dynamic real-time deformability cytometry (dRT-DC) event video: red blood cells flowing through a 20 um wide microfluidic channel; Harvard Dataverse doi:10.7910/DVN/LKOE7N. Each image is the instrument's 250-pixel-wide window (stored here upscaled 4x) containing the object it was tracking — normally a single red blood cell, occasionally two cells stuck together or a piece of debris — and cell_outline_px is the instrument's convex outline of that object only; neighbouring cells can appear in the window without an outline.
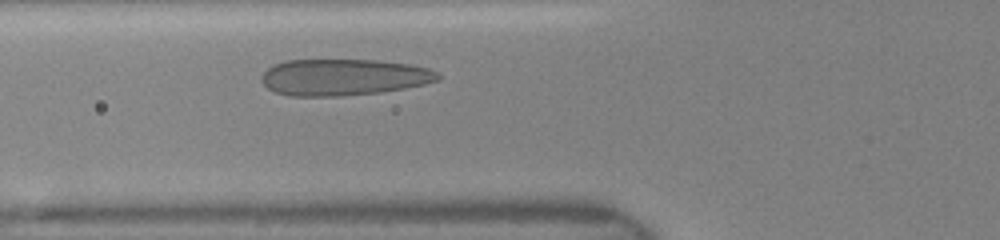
{"species": "human", "species_latin": "Homo sapiens", "temperature_condition": "room temperature", "stored_images_in_passage": 21, "camera_frame_rate_fps": 3000, "um_per_image_px": 0.085, "donor": {"sex": "female"}, "frame": {"image": 1, "passage_image": 2, "time_ms": 0.667, "image_size_px": [1000, 240], "cell_outline_px": [[440, 80], [424, 84], [404, 88], [380, 92], [340, 96], [292, 96], [276, 92], [268, 88], [260, 80], [260, 76], [268, 68], [284, 60], [376, 60], [408, 64], [428, 68], [436, 72], [440, 76]], "centroid_in_image_um": [29.19, 6.56], "position_along_channel_um": 96.6, "area_um2": 37.4}}
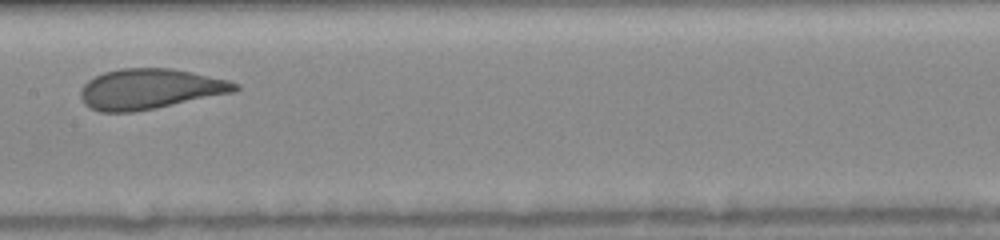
{"frame": {"image": 2, "passage_image": 5, "time_ms": 3.0, "image_size_px": [1000, 240], "cell_outline_px": [[240, 88], [236, 92], [156, 108], [132, 112], [100, 112], [84, 104], [80, 96], [80, 92], [84, 84], [88, 80], [104, 72], [120, 68], [168, 68], [192, 72], [228, 80], [240, 84]], "centroid_in_image_um": [12.76, 7.56], "position_along_channel_um": 194.6, "area_um2": 36.36}}
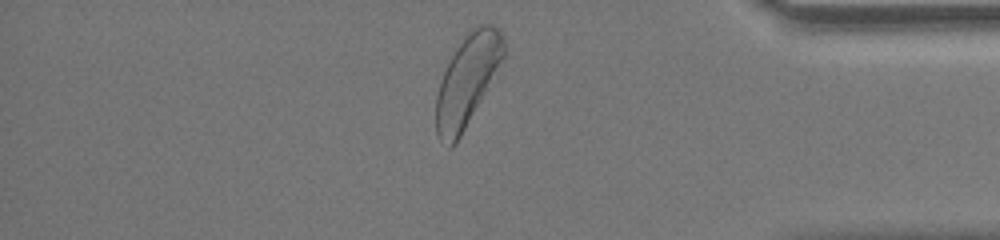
{"frame": {"image": 3, "passage_image": 15, "time_ms": 8.333, "image_size_px": [1000, 240], "cell_outline_px": [[508, 56], [500, 76], [456, 144], [448, 148], [440, 140], [436, 132], [436, 96], [440, 80], [456, 48], [464, 36], [476, 24], [492, 24], [500, 28], [508, 52]], "centroid_in_image_um": [39.84, 6.84], "position_along_channel_um": 395.4, "area_um2": 37.92}}